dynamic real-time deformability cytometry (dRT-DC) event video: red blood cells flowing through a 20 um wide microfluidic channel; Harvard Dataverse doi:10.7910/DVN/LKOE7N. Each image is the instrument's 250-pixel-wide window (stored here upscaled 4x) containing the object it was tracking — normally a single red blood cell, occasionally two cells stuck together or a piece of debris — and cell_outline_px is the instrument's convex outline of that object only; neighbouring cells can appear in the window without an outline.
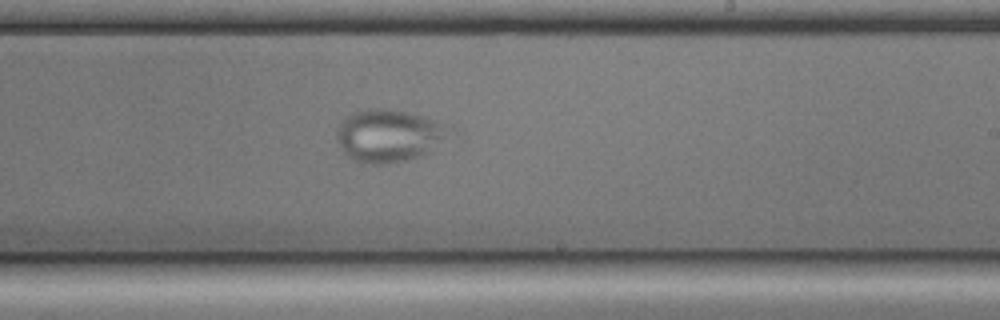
{"species": "common noctule bat (a hibernating species)", "species_latin": "Nyctalus noctula", "temperature_condition": "cold", "stored_images_in_passage": 41, "camera_frame_rate_fps": 3000, "um_per_image_px": 0.085, "animal": {"sex": "male", "body_mass_g": 17.9, "forearm_length_mm": 54.2}, "frame": {"image": 1, "passage_image": 17, "time_ms": 5.333, "image_size_px": [1000, 320], "cell_outline_px": [[464, 132], [416, 156], [404, 160], [388, 164], [364, 164], [352, 160], [340, 148], [336, 140], [336, 132], [344, 116], [368, 108], [388, 108], [420, 116], [460, 128]], "centroid_in_image_um": [33.14, 11.52], "position_along_channel_um": 255.9, "area_um2": 35.26}}
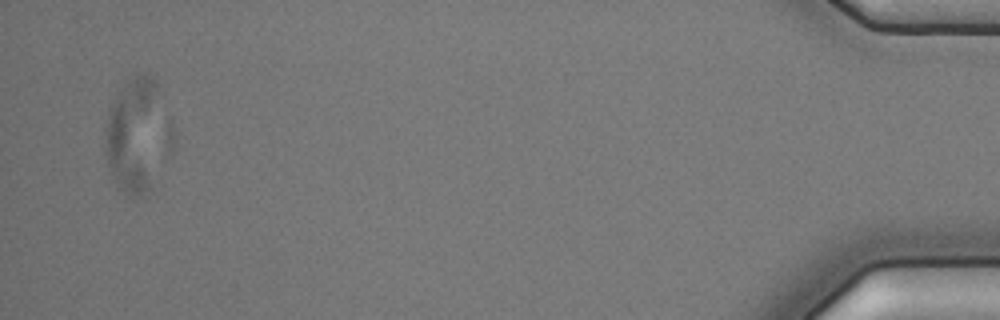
{"frame": {"image": 2, "passage_image": 38, "time_ms": 12.333, "image_size_px": [1000, 320], "cell_outline_px": [[156, 88], [148, 188], [136, 196], [132, 196], [116, 188], [104, 152], [104, 136], [108, 116], [112, 104], [124, 80], [132, 76], [144, 72], [148, 72], [156, 80]], "centroid_in_image_um": [11.16, 11.37], "position_along_channel_um": 424.0, "area_um2": 35.03}}